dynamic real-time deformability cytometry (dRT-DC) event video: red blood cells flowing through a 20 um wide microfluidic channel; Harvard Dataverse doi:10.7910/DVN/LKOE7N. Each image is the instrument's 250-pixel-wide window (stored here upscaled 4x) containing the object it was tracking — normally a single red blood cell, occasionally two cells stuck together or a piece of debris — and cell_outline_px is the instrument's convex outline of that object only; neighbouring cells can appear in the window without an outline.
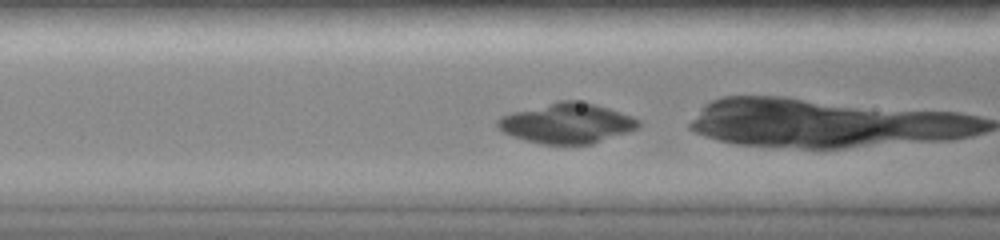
{"species": "common noctule bat (a hibernating species)", "species_latin": "Nyctalus noctula", "temperature_condition": "room temperature", "stored_images_in_passage": 19, "camera_frame_rate_fps": 3000, "um_per_image_px": 0.085, "animal": {"sex": "female", "body_mass_g": 19.0, "forearm_length_mm": 51.5}, "frame": {"image": 1, "passage_image": 12, "time_ms": 3.667, "image_size_px": [1000, 240], "cell_outline_px": [[640, 124], [636, 128], [628, 132], [592, 144], [544, 144], [524, 140], [512, 136], [504, 132], [496, 124], [496, 120], [500, 116], [512, 112], [556, 100], [576, 100], [596, 104], [632, 116], [640, 120]], "centroid_in_image_um": [48.17, 10.46], "position_along_channel_um": 118.4, "area_um2": 33.0}}